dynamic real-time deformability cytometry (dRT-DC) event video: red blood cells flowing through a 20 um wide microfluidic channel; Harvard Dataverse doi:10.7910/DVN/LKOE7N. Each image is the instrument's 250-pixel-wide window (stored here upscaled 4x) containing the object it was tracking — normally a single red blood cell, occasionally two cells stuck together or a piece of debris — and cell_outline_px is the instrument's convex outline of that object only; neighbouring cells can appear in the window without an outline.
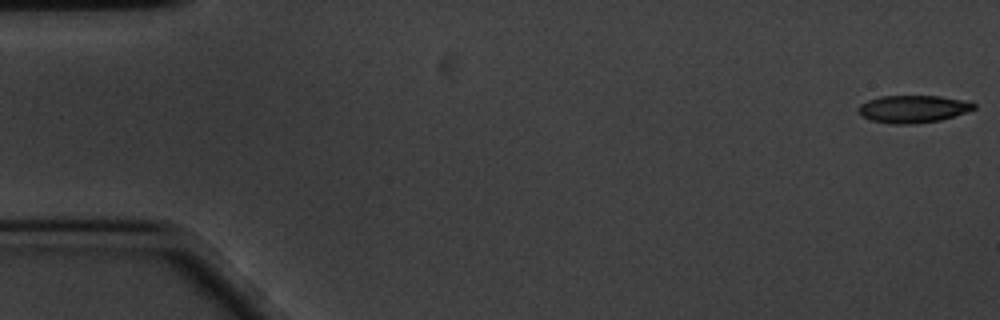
{"species": "common noctule bat (a hibernating species)", "species_latin": "Nyctalus noctula", "temperature_condition": "cold", "stored_images_in_passage": 59, "camera_frame_rate_fps": 3000, "um_per_image_px": 0.085, "animal": {"sex": "male", "body_mass_g": 20.1, "forearm_length_mm": 53.5}, "frame": {"image": 1, "passage_image": 1, "time_ms": 0.0, "image_size_px": [1000, 320], "cell_outline_px": [[976, 108], [940, 120], [912, 124], [892, 124], [872, 120], [860, 116], [856, 108], [860, 104], [868, 100], [880, 96], [940, 96], [960, 100], [976, 104]], "centroid_in_image_um": [77.53, 9.26], "position_along_channel_um": 7.5, "area_um2": 18.32}}
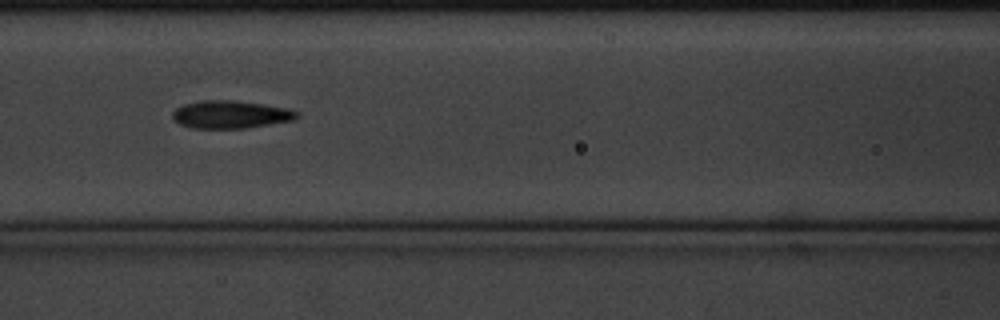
{"frame": {"image": 2, "passage_image": 25, "time_ms": 8.0, "image_size_px": [1000, 320], "cell_outline_px": [[300, 116], [296, 120], [244, 128], [192, 128], [180, 124], [172, 116], [172, 112], [176, 108], [184, 104], [200, 100], [236, 100], [264, 104], [288, 108], [300, 112]], "centroid_in_image_um": [19.65, 9.72], "position_along_channel_um": 147.0, "area_um2": 20.29}}
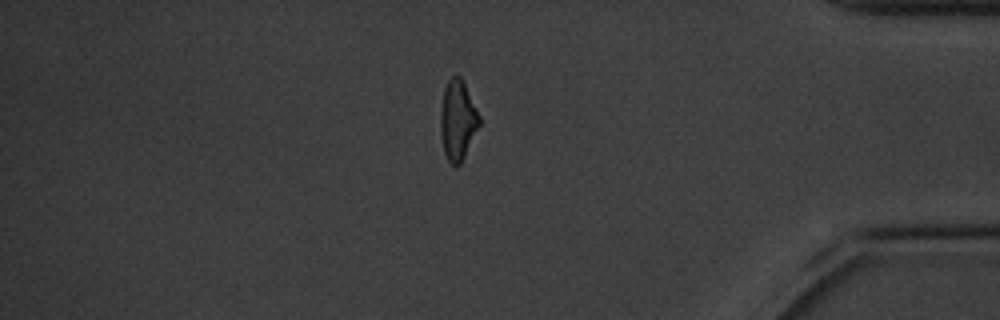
{"frame": {"image": 3, "passage_image": 50, "time_ms": 16.333, "image_size_px": [1000, 320], "cell_outline_px": [[480, 124], [460, 164], [452, 164], [448, 160], [444, 152], [440, 132], [440, 108], [444, 88], [448, 80], [452, 76], [460, 76], [480, 116]], "centroid_in_image_um": [38.88, 10.2], "position_along_channel_um": 396.3, "area_um2": 17.8}, "authors_computed_cell_mechanics": {"area_um2": 19.2474, "velocity_mm_per_s": 3.387, "shape_relaxation_time_tau1_ms": 3.2546, "shape_relaxation_time_tau2_ms": 4.3595, "deformation_change_tau1": 0.1333, "deformation_change_tau2": 0.1226}}